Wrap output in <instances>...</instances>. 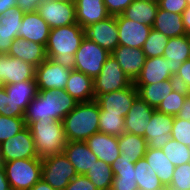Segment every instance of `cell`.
Returning <instances> with one entry per match:
<instances>
[{
    "label": "cell",
    "instance_id": "d590c367",
    "mask_svg": "<svg viewBox=\"0 0 190 190\" xmlns=\"http://www.w3.org/2000/svg\"><path fill=\"white\" fill-rule=\"evenodd\" d=\"M187 94L188 92L184 88L178 86L161 101L156 110L164 114L177 115L185 102Z\"/></svg>",
    "mask_w": 190,
    "mask_h": 190
},
{
    "label": "cell",
    "instance_id": "b9f144b4",
    "mask_svg": "<svg viewBox=\"0 0 190 190\" xmlns=\"http://www.w3.org/2000/svg\"><path fill=\"white\" fill-rule=\"evenodd\" d=\"M165 190H190V162L175 167L172 181Z\"/></svg>",
    "mask_w": 190,
    "mask_h": 190
},
{
    "label": "cell",
    "instance_id": "5b68a950",
    "mask_svg": "<svg viewBox=\"0 0 190 190\" xmlns=\"http://www.w3.org/2000/svg\"><path fill=\"white\" fill-rule=\"evenodd\" d=\"M6 178L11 190H30L42 179V159H16L3 162Z\"/></svg>",
    "mask_w": 190,
    "mask_h": 190
},
{
    "label": "cell",
    "instance_id": "74e56055",
    "mask_svg": "<svg viewBox=\"0 0 190 190\" xmlns=\"http://www.w3.org/2000/svg\"><path fill=\"white\" fill-rule=\"evenodd\" d=\"M162 150L175 167L190 162V147L172 138L162 147Z\"/></svg>",
    "mask_w": 190,
    "mask_h": 190
},
{
    "label": "cell",
    "instance_id": "83f0119b",
    "mask_svg": "<svg viewBox=\"0 0 190 190\" xmlns=\"http://www.w3.org/2000/svg\"><path fill=\"white\" fill-rule=\"evenodd\" d=\"M163 57L169 59L170 72L175 77L183 62L190 59L187 35L169 38Z\"/></svg>",
    "mask_w": 190,
    "mask_h": 190
},
{
    "label": "cell",
    "instance_id": "94428289",
    "mask_svg": "<svg viewBox=\"0 0 190 190\" xmlns=\"http://www.w3.org/2000/svg\"><path fill=\"white\" fill-rule=\"evenodd\" d=\"M187 5L190 6V0H186Z\"/></svg>",
    "mask_w": 190,
    "mask_h": 190
},
{
    "label": "cell",
    "instance_id": "8992f818",
    "mask_svg": "<svg viewBox=\"0 0 190 190\" xmlns=\"http://www.w3.org/2000/svg\"><path fill=\"white\" fill-rule=\"evenodd\" d=\"M110 54L106 49L85 37L75 52L74 70L94 79L100 73L104 62Z\"/></svg>",
    "mask_w": 190,
    "mask_h": 190
},
{
    "label": "cell",
    "instance_id": "680465c9",
    "mask_svg": "<svg viewBox=\"0 0 190 190\" xmlns=\"http://www.w3.org/2000/svg\"><path fill=\"white\" fill-rule=\"evenodd\" d=\"M3 54H0V59L2 58ZM0 86H1V65H0Z\"/></svg>",
    "mask_w": 190,
    "mask_h": 190
},
{
    "label": "cell",
    "instance_id": "f6af8a7d",
    "mask_svg": "<svg viewBox=\"0 0 190 190\" xmlns=\"http://www.w3.org/2000/svg\"><path fill=\"white\" fill-rule=\"evenodd\" d=\"M174 79L178 86L190 93V59L183 62Z\"/></svg>",
    "mask_w": 190,
    "mask_h": 190
},
{
    "label": "cell",
    "instance_id": "cb8c5ba5",
    "mask_svg": "<svg viewBox=\"0 0 190 190\" xmlns=\"http://www.w3.org/2000/svg\"><path fill=\"white\" fill-rule=\"evenodd\" d=\"M63 153L73 164L77 174H86L98 160L97 156L82 141H67Z\"/></svg>",
    "mask_w": 190,
    "mask_h": 190
},
{
    "label": "cell",
    "instance_id": "ba28073f",
    "mask_svg": "<svg viewBox=\"0 0 190 190\" xmlns=\"http://www.w3.org/2000/svg\"><path fill=\"white\" fill-rule=\"evenodd\" d=\"M133 82L123 72L117 60L110 54L100 73L94 78V94L104 95L131 86Z\"/></svg>",
    "mask_w": 190,
    "mask_h": 190
},
{
    "label": "cell",
    "instance_id": "7402d4cb",
    "mask_svg": "<svg viewBox=\"0 0 190 190\" xmlns=\"http://www.w3.org/2000/svg\"><path fill=\"white\" fill-rule=\"evenodd\" d=\"M7 55L21 59L33 65L35 68L47 59L44 45L28 41L21 37L13 40Z\"/></svg>",
    "mask_w": 190,
    "mask_h": 190
},
{
    "label": "cell",
    "instance_id": "4fadbf2b",
    "mask_svg": "<svg viewBox=\"0 0 190 190\" xmlns=\"http://www.w3.org/2000/svg\"><path fill=\"white\" fill-rule=\"evenodd\" d=\"M85 37L112 53L119 46L116 16H109L86 27Z\"/></svg>",
    "mask_w": 190,
    "mask_h": 190
},
{
    "label": "cell",
    "instance_id": "6da1fadb",
    "mask_svg": "<svg viewBox=\"0 0 190 190\" xmlns=\"http://www.w3.org/2000/svg\"><path fill=\"white\" fill-rule=\"evenodd\" d=\"M38 91L24 112L26 126L39 119L62 121L78 104L65 89Z\"/></svg>",
    "mask_w": 190,
    "mask_h": 190
},
{
    "label": "cell",
    "instance_id": "ffe728a7",
    "mask_svg": "<svg viewBox=\"0 0 190 190\" xmlns=\"http://www.w3.org/2000/svg\"><path fill=\"white\" fill-rule=\"evenodd\" d=\"M49 33V25L37 11L24 13L22 17V26L18 31V37L45 46Z\"/></svg>",
    "mask_w": 190,
    "mask_h": 190
},
{
    "label": "cell",
    "instance_id": "9a60e30c",
    "mask_svg": "<svg viewBox=\"0 0 190 190\" xmlns=\"http://www.w3.org/2000/svg\"><path fill=\"white\" fill-rule=\"evenodd\" d=\"M116 22L119 45L142 49L152 27L127 19L122 14L116 16Z\"/></svg>",
    "mask_w": 190,
    "mask_h": 190
},
{
    "label": "cell",
    "instance_id": "4dcf8cb0",
    "mask_svg": "<svg viewBox=\"0 0 190 190\" xmlns=\"http://www.w3.org/2000/svg\"><path fill=\"white\" fill-rule=\"evenodd\" d=\"M119 151L131 162L136 163L143 158L148 147L147 141L143 136L125 132L118 137Z\"/></svg>",
    "mask_w": 190,
    "mask_h": 190
},
{
    "label": "cell",
    "instance_id": "277c9868",
    "mask_svg": "<svg viewBox=\"0 0 190 190\" xmlns=\"http://www.w3.org/2000/svg\"><path fill=\"white\" fill-rule=\"evenodd\" d=\"M28 127L40 159L63 153L67 139L62 121L39 119Z\"/></svg>",
    "mask_w": 190,
    "mask_h": 190
},
{
    "label": "cell",
    "instance_id": "d4e9b609",
    "mask_svg": "<svg viewBox=\"0 0 190 190\" xmlns=\"http://www.w3.org/2000/svg\"><path fill=\"white\" fill-rule=\"evenodd\" d=\"M77 23L85 29L110 16L103 0H74Z\"/></svg>",
    "mask_w": 190,
    "mask_h": 190
},
{
    "label": "cell",
    "instance_id": "7a4b0ae2",
    "mask_svg": "<svg viewBox=\"0 0 190 190\" xmlns=\"http://www.w3.org/2000/svg\"><path fill=\"white\" fill-rule=\"evenodd\" d=\"M84 38L85 29L78 23L50 29L45 45L47 58L63 67L74 70V55Z\"/></svg>",
    "mask_w": 190,
    "mask_h": 190
},
{
    "label": "cell",
    "instance_id": "db71d44e",
    "mask_svg": "<svg viewBox=\"0 0 190 190\" xmlns=\"http://www.w3.org/2000/svg\"><path fill=\"white\" fill-rule=\"evenodd\" d=\"M0 190H11L3 166H0Z\"/></svg>",
    "mask_w": 190,
    "mask_h": 190
},
{
    "label": "cell",
    "instance_id": "f907efd6",
    "mask_svg": "<svg viewBox=\"0 0 190 190\" xmlns=\"http://www.w3.org/2000/svg\"><path fill=\"white\" fill-rule=\"evenodd\" d=\"M40 0H18L17 7L24 12H34L37 10V6Z\"/></svg>",
    "mask_w": 190,
    "mask_h": 190
},
{
    "label": "cell",
    "instance_id": "f546056e",
    "mask_svg": "<svg viewBox=\"0 0 190 190\" xmlns=\"http://www.w3.org/2000/svg\"><path fill=\"white\" fill-rule=\"evenodd\" d=\"M152 28L169 38L186 35L182 14H175L158 8Z\"/></svg>",
    "mask_w": 190,
    "mask_h": 190
},
{
    "label": "cell",
    "instance_id": "f5cc1de1",
    "mask_svg": "<svg viewBox=\"0 0 190 190\" xmlns=\"http://www.w3.org/2000/svg\"><path fill=\"white\" fill-rule=\"evenodd\" d=\"M182 21L186 35L190 34V6H187V8L182 12Z\"/></svg>",
    "mask_w": 190,
    "mask_h": 190
},
{
    "label": "cell",
    "instance_id": "681fc988",
    "mask_svg": "<svg viewBox=\"0 0 190 190\" xmlns=\"http://www.w3.org/2000/svg\"><path fill=\"white\" fill-rule=\"evenodd\" d=\"M111 190H138L136 180L113 179Z\"/></svg>",
    "mask_w": 190,
    "mask_h": 190
},
{
    "label": "cell",
    "instance_id": "e575fe53",
    "mask_svg": "<svg viewBox=\"0 0 190 190\" xmlns=\"http://www.w3.org/2000/svg\"><path fill=\"white\" fill-rule=\"evenodd\" d=\"M85 175L98 190H111L114 174L106 162L97 160Z\"/></svg>",
    "mask_w": 190,
    "mask_h": 190
},
{
    "label": "cell",
    "instance_id": "d6a6232c",
    "mask_svg": "<svg viewBox=\"0 0 190 190\" xmlns=\"http://www.w3.org/2000/svg\"><path fill=\"white\" fill-rule=\"evenodd\" d=\"M8 96L25 112L29 103L37 96L36 80H25L14 84L4 85Z\"/></svg>",
    "mask_w": 190,
    "mask_h": 190
},
{
    "label": "cell",
    "instance_id": "1f68e13d",
    "mask_svg": "<svg viewBox=\"0 0 190 190\" xmlns=\"http://www.w3.org/2000/svg\"><path fill=\"white\" fill-rule=\"evenodd\" d=\"M159 5L155 2L134 0L122 15L140 24L153 26Z\"/></svg>",
    "mask_w": 190,
    "mask_h": 190
},
{
    "label": "cell",
    "instance_id": "e0dca14e",
    "mask_svg": "<svg viewBox=\"0 0 190 190\" xmlns=\"http://www.w3.org/2000/svg\"><path fill=\"white\" fill-rule=\"evenodd\" d=\"M24 13L15 6L0 15V54L7 55L13 40L18 37Z\"/></svg>",
    "mask_w": 190,
    "mask_h": 190
},
{
    "label": "cell",
    "instance_id": "8d00e7d4",
    "mask_svg": "<svg viewBox=\"0 0 190 190\" xmlns=\"http://www.w3.org/2000/svg\"><path fill=\"white\" fill-rule=\"evenodd\" d=\"M168 41L169 37L152 28L149 32L147 40L142 47L146 58L163 56Z\"/></svg>",
    "mask_w": 190,
    "mask_h": 190
},
{
    "label": "cell",
    "instance_id": "484cf974",
    "mask_svg": "<svg viewBox=\"0 0 190 190\" xmlns=\"http://www.w3.org/2000/svg\"><path fill=\"white\" fill-rule=\"evenodd\" d=\"M65 91L78 102H88L95 99L94 79L82 72L71 70Z\"/></svg>",
    "mask_w": 190,
    "mask_h": 190
},
{
    "label": "cell",
    "instance_id": "bcb514c9",
    "mask_svg": "<svg viewBox=\"0 0 190 190\" xmlns=\"http://www.w3.org/2000/svg\"><path fill=\"white\" fill-rule=\"evenodd\" d=\"M64 190H98L85 174L74 177Z\"/></svg>",
    "mask_w": 190,
    "mask_h": 190
},
{
    "label": "cell",
    "instance_id": "816d5d0a",
    "mask_svg": "<svg viewBox=\"0 0 190 190\" xmlns=\"http://www.w3.org/2000/svg\"><path fill=\"white\" fill-rule=\"evenodd\" d=\"M176 118L183 120H190V93L188 92L185 102L182 105L179 113L175 115Z\"/></svg>",
    "mask_w": 190,
    "mask_h": 190
},
{
    "label": "cell",
    "instance_id": "2e32d148",
    "mask_svg": "<svg viewBox=\"0 0 190 190\" xmlns=\"http://www.w3.org/2000/svg\"><path fill=\"white\" fill-rule=\"evenodd\" d=\"M1 86L35 80V67L21 59L3 55L0 59Z\"/></svg>",
    "mask_w": 190,
    "mask_h": 190
},
{
    "label": "cell",
    "instance_id": "7c38bea8",
    "mask_svg": "<svg viewBox=\"0 0 190 190\" xmlns=\"http://www.w3.org/2000/svg\"><path fill=\"white\" fill-rule=\"evenodd\" d=\"M138 96V90L132 84L119 91H113L104 95H95V100L99 104V110H105L106 114L125 117Z\"/></svg>",
    "mask_w": 190,
    "mask_h": 190
},
{
    "label": "cell",
    "instance_id": "6f0895ef",
    "mask_svg": "<svg viewBox=\"0 0 190 190\" xmlns=\"http://www.w3.org/2000/svg\"><path fill=\"white\" fill-rule=\"evenodd\" d=\"M139 1H145V2H155V3H158V0H139Z\"/></svg>",
    "mask_w": 190,
    "mask_h": 190
},
{
    "label": "cell",
    "instance_id": "c3c4849f",
    "mask_svg": "<svg viewBox=\"0 0 190 190\" xmlns=\"http://www.w3.org/2000/svg\"><path fill=\"white\" fill-rule=\"evenodd\" d=\"M158 5L160 9L175 14H182L188 6L186 0H160Z\"/></svg>",
    "mask_w": 190,
    "mask_h": 190
},
{
    "label": "cell",
    "instance_id": "7dc6e473",
    "mask_svg": "<svg viewBox=\"0 0 190 190\" xmlns=\"http://www.w3.org/2000/svg\"><path fill=\"white\" fill-rule=\"evenodd\" d=\"M110 16L121 15L134 0H103Z\"/></svg>",
    "mask_w": 190,
    "mask_h": 190
},
{
    "label": "cell",
    "instance_id": "91938a15",
    "mask_svg": "<svg viewBox=\"0 0 190 190\" xmlns=\"http://www.w3.org/2000/svg\"><path fill=\"white\" fill-rule=\"evenodd\" d=\"M187 40H188V43H189V50H190V34L187 35Z\"/></svg>",
    "mask_w": 190,
    "mask_h": 190
},
{
    "label": "cell",
    "instance_id": "5bb4252c",
    "mask_svg": "<svg viewBox=\"0 0 190 190\" xmlns=\"http://www.w3.org/2000/svg\"><path fill=\"white\" fill-rule=\"evenodd\" d=\"M173 120V115L164 114L155 109L143 136L148 147L162 149L171 139Z\"/></svg>",
    "mask_w": 190,
    "mask_h": 190
},
{
    "label": "cell",
    "instance_id": "11a10c76",
    "mask_svg": "<svg viewBox=\"0 0 190 190\" xmlns=\"http://www.w3.org/2000/svg\"><path fill=\"white\" fill-rule=\"evenodd\" d=\"M18 0H0V15L6 10L17 6Z\"/></svg>",
    "mask_w": 190,
    "mask_h": 190
},
{
    "label": "cell",
    "instance_id": "8fae6325",
    "mask_svg": "<svg viewBox=\"0 0 190 190\" xmlns=\"http://www.w3.org/2000/svg\"><path fill=\"white\" fill-rule=\"evenodd\" d=\"M71 69L63 67L47 58L35 68L38 90L65 89Z\"/></svg>",
    "mask_w": 190,
    "mask_h": 190
},
{
    "label": "cell",
    "instance_id": "9f6ffc18",
    "mask_svg": "<svg viewBox=\"0 0 190 190\" xmlns=\"http://www.w3.org/2000/svg\"><path fill=\"white\" fill-rule=\"evenodd\" d=\"M30 190H57L46 183L43 179L35 183Z\"/></svg>",
    "mask_w": 190,
    "mask_h": 190
},
{
    "label": "cell",
    "instance_id": "4316f807",
    "mask_svg": "<svg viewBox=\"0 0 190 190\" xmlns=\"http://www.w3.org/2000/svg\"><path fill=\"white\" fill-rule=\"evenodd\" d=\"M134 86L137 88L139 96L156 109L161 101L178 87V84L174 78H171L158 83L134 84Z\"/></svg>",
    "mask_w": 190,
    "mask_h": 190
},
{
    "label": "cell",
    "instance_id": "60d3db41",
    "mask_svg": "<svg viewBox=\"0 0 190 190\" xmlns=\"http://www.w3.org/2000/svg\"><path fill=\"white\" fill-rule=\"evenodd\" d=\"M135 163L131 162V159H127L124 155H120L111 165L114 179H121L127 181L136 180L135 178Z\"/></svg>",
    "mask_w": 190,
    "mask_h": 190
},
{
    "label": "cell",
    "instance_id": "ee69618b",
    "mask_svg": "<svg viewBox=\"0 0 190 190\" xmlns=\"http://www.w3.org/2000/svg\"><path fill=\"white\" fill-rule=\"evenodd\" d=\"M171 138L190 147V120H183L174 116Z\"/></svg>",
    "mask_w": 190,
    "mask_h": 190
},
{
    "label": "cell",
    "instance_id": "ac0fdd59",
    "mask_svg": "<svg viewBox=\"0 0 190 190\" xmlns=\"http://www.w3.org/2000/svg\"><path fill=\"white\" fill-rule=\"evenodd\" d=\"M111 55L117 60L123 72L132 82L139 76L146 61V55L140 48L119 45Z\"/></svg>",
    "mask_w": 190,
    "mask_h": 190
},
{
    "label": "cell",
    "instance_id": "836d02e7",
    "mask_svg": "<svg viewBox=\"0 0 190 190\" xmlns=\"http://www.w3.org/2000/svg\"><path fill=\"white\" fill-rule=\"evenodd\" d=\"M134 169L138 190H165L164 185L145 157L135 163Z\"/></svg>",
    "mask_w": 190,
    "mask_h": 190
},
{
    "label": "cell",
    "instance_id": "f35d334b",
    "mask_svg": "<svg viewBox=\"0 0 190 190\" xmlns=\"http://www.w3.org/2000/svg\"><path fill=\"white\" fill-rule=\"evenodd\" d=\"M99 132L119 137L125 133L124 117L106 114L105 110H100Z\"/></svg>",
    "mask_w": 190,
    "mask_h": 190
},
{
    "label": "cell",
    "instance_id": "30bf717a",
    "mask_svg": "<svg viewBox=\"0 0 190 190\" xmlns=\"http://www.w3.org/2000/svg\"><path fill=\"white\" fill-rule=\"evenodd\" d=\"M0 155L2 163L16 159L39 158L29 127L26 126L19 133L1 143Z\"/></svg>",
    "mask_w": 190,
    "mask_h": 190
},
{
    "label": "cell",
    "instance_id": "ab89813d",
    "mask_svg": "<svg viewBox=\"0 0 190 190\" xmlns=\"http://www.w3.org/2000/svg\"><path fill=\"white\" fill-rule=\"evenodd\" d=\"M26 127L23 117L0 115V144L13 137Z\"/></svg>",
    "mask_w": 190,
    "mask_h": 190
},
{
    "label": "cell",
    "instance_id": "7bdbcfd3",
    "mask_svg": "<svg viewBox=\"0 0 190 190\" xmlns=\"http://www.w3.org/2000/svg\"><path fill=\"white\" fill-rule=\"evenodd\" d=\"M0 115L24 117V111L8 96L4 86H0Z\"/></svg>",
    "mask_w": 190,
    "mask_h": 190
},
{
    "label": "cell",
    "instance_id": "f1b7e54d",
    "mask_svg": "<svg viewBox=\"0 0 190 190\" xmlns=\"http://www.w3.org/2000/svg\"><path fill=\"white\" fill-rule=\"evenodd\" d=\"M144 157L151 168L156 172L164 187L166 188L170 185L175 165L170 162L167 156L163 153V150L147 147Z\"/></svg>",
    "mask_w": 190,
    "mask_h": 190
},
{
    "label": "cell",
    "instance_id": "3957f363",
    "mask_svg": "<svg viewBox=\"0 0 190 190\" xmlns=\"http://www.w3.org/2000/svg\"><path fill=\"white\" fill-rule=\"evenodd\" d=\"M99 104L94 99L78 102L76 107L62 120L67 141L85 142L99 132Z\"/></svg>",
    "mask_w": 190,
    "mask_h": 190
},
{
    "label": "cell",
    "instance_id": "52a82bcc",
    "mask_svg": "<svg viewBox=\"0 0 190 190\" xmlns=\"http://www.w3.org/2000/svg\"><path fill=\"white\" fill-rule=\"evenodd\" d=\"M78 174L64 153L42 159V179L57 190H64Z\"/></svg>",
    "mask_w": 190,
    "mask_h": 190
},
{
    "label": "cell",
    "instance_id": "44dd1931",
    "mask_svg": "<svg viewBox=\"0 0 190 190\" xmlns=\"http://www.w3.org/2000/svg\"><path fill=\"white\" fill-rule=\"evenodd\" d=\"M88 148L97 156L98 160L112 165L120 155L118 137L97 132L85 141Z\"/></svg>",
    "mask_w": 190,
    "mask_h": 190
},
{
    "label": "cell",
    "instance_id": "6125c7cd",
    "mask_svg": "<svg viewBox=\"0 0 190 190\" xmlns=\"http://www.w3.org/2000/svg\"><path fill=\"white\" fill-rule=\"evenodd\" d=\"M2 165L1 155H0V166Z\"/></svg>",
    "mask_w": 190,
    "mask_h": 190
},
{
    "label": "cell",
    "instance_id": "d6986e66",
    "mask_svg": "<svg viewBox=\"0 0 190 190\" xmlns=\"http://www.w3.org/2000/svg\"><path fill=\"white\" fill-rule=\"evenodd\" d=\"M154 111L155 108L151 107L138 96L128 111V114L124 117L125 132L144 136L145 129Z\"/></svg>",
    "mask_w": 190,
    "mask_h": 190
},
{
    "label": "cell",
    "instance_id": "603a6c76",
    "mask_svg": "<svg viewBox=\"0 0 190 190\" xmlns=\"http://www.w3.org/2000/svg\"><path fill=\"white\" fill-rule=\"evenodd\" d=\"M174 78L170 72L169 59L163 56L146 58L143 69L133 84H153Z\"/></svg>",
    "mask_w": 190,
    "mask_h": 190
},
{
    "label": "cell",
    "instance_id": "9c48e42d",
    "mask_svg": "<svg viewBox=\"0 0 190 190\" xmlns=\"http://www.w3.org/2000/svg\"><path fill=\"white\" fill-rule=\"evenodd\" d=\"M36 11L50 29L77 23L74 0L40 1Z\"/></svg>",
    "mask_w": 190,
    "mask_h": 190
}]
</instances>
